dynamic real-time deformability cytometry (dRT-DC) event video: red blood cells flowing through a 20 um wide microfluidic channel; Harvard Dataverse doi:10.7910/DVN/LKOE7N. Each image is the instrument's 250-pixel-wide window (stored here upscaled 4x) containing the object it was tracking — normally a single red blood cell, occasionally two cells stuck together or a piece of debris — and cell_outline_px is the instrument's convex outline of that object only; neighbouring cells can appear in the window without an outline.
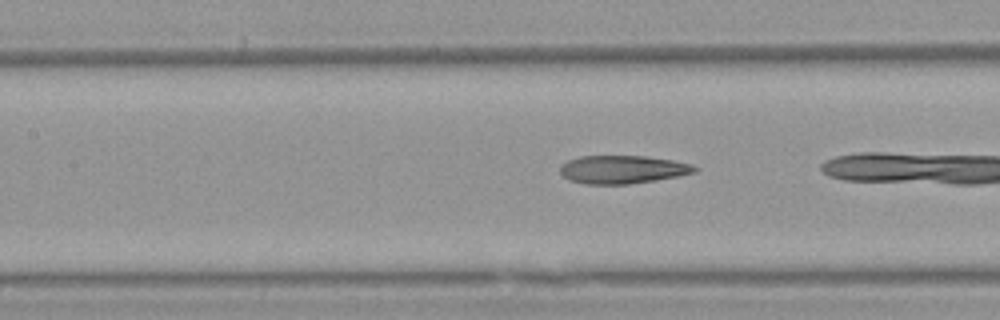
{"species": "Egyptian fruit bat (a non-hibernating species)", "species_latin": "Rousettus aegyptiacus", "temperature_condition": "warm", "stored_images_in_passage": 22, "camera_frame_rate_fps": 3000, "um_per_image_px": 0.085, "animal": {"sex": "female"}, "frame": {"image": 1, "passage_image": 21, "time_ms": 6.667, "image_size_px": [1000, 320], "cell_outline_px": [[700, 168], [696, 172], [656, 180], [628, 184], [584, 184], [568, 180], [560, 172], [560, 164], [568, 160], [580, 156], [644, 156], [672, 160], [692, 164]], "centroid_in_image_um": [52.9, 14.4], "position_along_channel_um": 154.5, "area_um2": 22.14}}